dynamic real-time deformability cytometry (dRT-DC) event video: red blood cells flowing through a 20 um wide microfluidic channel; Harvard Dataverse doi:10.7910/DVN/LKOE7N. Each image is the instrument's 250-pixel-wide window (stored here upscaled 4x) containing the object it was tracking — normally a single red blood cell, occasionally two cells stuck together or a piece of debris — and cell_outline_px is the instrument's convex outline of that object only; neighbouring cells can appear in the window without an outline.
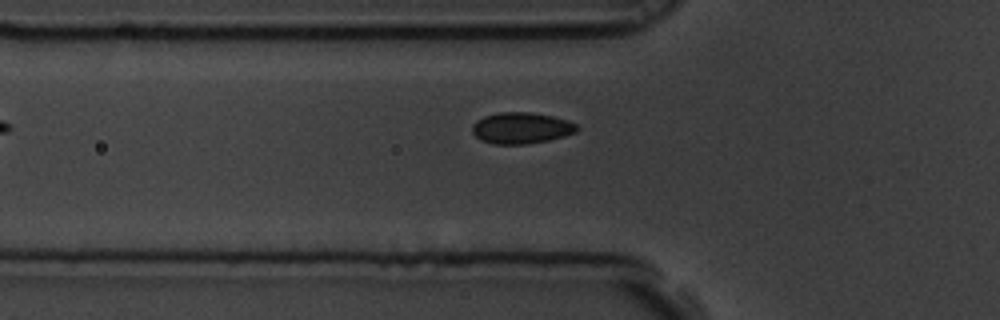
{"species": "common noctule bat (a hibernating species)", "species_latin": "Nyctalus noctula", "temperature_condition": "room temperature", "stored_images_in_passage": 6, "camera_frame_rate_fps": 3000, "um_per_image_px": 0.085, "animal": {"sex": "male", "body_mass_g": 19.5, "forearm_length_mm": 54.6}, "frame": {"image": 1, "passage_image": 6, "time_ms": 1.667, "image_size_px": [1000, 320], "cell_outline_px": [[580, 128], [576, 132], [564, 136], [548, 140], [528, 144], [492, 144], [480, 140], [472, 132], [472, 124], [476, 120], [484, 116], [500, 112], [528, 112], [552, 116], [568, 120], [576, 124]], "centroid_in_image_um": [44.3, 10.88], "position_along_channel_um": 81.5, "area_um2": 19.19}}